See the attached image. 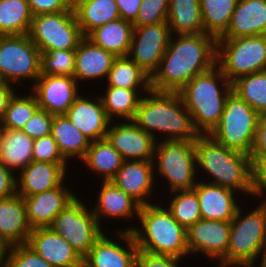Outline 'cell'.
<instances>
[{
  "label": "cell",
  "mask_w": 266,
  "mask_h": 267,
  "mask_svg": "<svg viewBox=\"0 0 266 267\" xmlns=\"http://www.w3.org/2000/svg\"><path fill=\"white\" fill-rule=\"evenodd\" d=\"M217 39L206 33L172 35L151 89L178 92L194 77L216 65Z\"/></svg>",
  "instance_id": "6da1fadb"
},
{
  "label": "cell",
  "mask_w": 266,
  "mask_h": 267,
  "mask_svg": "<svg viewBox=\"0 0 266 267\" xmlns=\"http://www.w3.org/2000/svg\"><path fill=\"white\" fill-rule=\"evenodd\" d=\"M195 153L199 180L253 198L254 173L250 155L227 148L210 135H200L195 140Z\"/></svg>",
  "instance_id": "7a4b0ae2"
},
{
  "label": "cell",
  "mask_w": 266,
  "mask_h": 267,
  "mask_svg": "<svg viewBox=\"0 0 266 267\" xmlns=\"http://www.w3.org/2000/svg\"><path fill=\"white\" fill-rule=\"evenodd\" d=\"M133 121L156 141H195L201 135L177 92L151 89L142 97Z\"/></svg>",
  "instance_id": "3957f363"
},
{
  "label": "cell",
  "mask_w": 266,
  "mask_h": 267,
  "mask_svg": "<svg viewBox=\"0 0 266 267\" xmlns=\"http://www.w3.org/2000/svg\"><path fill=\"white\" fill-rule=\"evenodd\" d=\"M162 204V205H161ZM137 224L115 231L132 233L136 246L142 252L155 255L189 258L186 229L173 217L160 201L141 206Z\"/></svg>",
  "instance_id": "277c9868"
},
{
  "label": "cell",
  "mask_w": 266,
  "mask_h": 267,
  "mask_svg": "<svg viewBox=\"0 0 266 267\" xmlns=\"http://www.w3.org/2000/svg\"><path fill=\"white\" fill-rule=\"evenodd\" d=\"M232 84L215 65L184 85L179 94L201 135H209L219 124Z\"/></svg>",
  "instance_id": "5b68a950"
},
{
  "label": "cell",
  "mask_w": 266,
  "mask_h": 267,
  "mask_svg": "<svg viewBox=\"0 0 266 267\" xmlns=\"http://www.w3.org/2000/svg\"><path fill=\"white\" fill-rule=\"evenodd\" d=\"M256 201L257 207L251 206L253 209L238 208L231 220L226 255L216 264L217 267H246L266 258V202Z\"/></svg>",
  "instance_id": "8992f818"
},
{
  "label": "cell",
  "mask_w": 266,
  "mask_h": 267,
  "mask_svg": "<svg viewBox=\"0 0 266 267\" xmlns=\"http://www.w3.org/2000/svg\"><path fill=\"white\" fill-rule=\"evenodd\" d=\"M153 164L155 181L156 184L158 183L156 185L157 189L160 183L157 182V180L161 181L162 179V181L165 180L164 183L166 182L163 187L164 190L163 188L159 189V193H163L161 194L162 196L166 190L167 192H165V194L177 190H191L196 186L199 180L197 174L195 141H157L154 150ZM166 186L167 189H165Z\"/></svg>",
  "instance_id": "52a82bcc"
},
{
  "label": "cell",
  "mask_w": 266,
  "mask_h": 267,
  "mask_svg": "<svg viewBox=\"0 0 266 267\" xmlns=\"http://www.w3.org/2000/svg\"><path fill=\"white\" fill-rule=\"evenodd\" d=\"M41 61L42 53L28 34L0 35V81L18 89L32 87L41 75Z\"/></svg>",
  "instance_id": "ba28073f"
},
{
  "label": "cell",
  "mask_w": 266,
  "mask_h": 267,
  "mask_svg": "<svg viewBox=\"0 0 266 267\" xmlns=\"http://www.w3.org/2000/svg\"><path fill=\"white\" fill-rule=\"evenodd\" d=\"M260 115L243 99L231 92L219 124L209 134L227 148L250 155Z\"/></svg>",
  "instance_id": "9c48e42d"
},
{
  "label": "cell",
  "mask_w": 266,
  "mask_h": 267,
  "mask_svg": "<svg viewBox=\"0 0 266 267\" xmlns=\"http://www.w3.org/2000/svg\"><path fill=\"white\" fill-rule=\"evenodd\" d=\"M216 65L230 82L266 70V35L218 38Z\"/></svg>",
  "instance_id": "30bf717a"
},
{
  "label": "cell",
  "mask_w": 266,
  "mask_h": 267,
  "mask_svg": "<svg viewBox=\"0 0 266 267\" xmlns=\"http://www.w3.org/2000/svg\"><path fill=\"white\" fill-rule=\"evenodd\" d=\"M81 196H77L55 217L50 228L65 239L83 258L107 231L104 230L107 224H103L102 227L98 223L91 207L86 203V198L83 201Z\"/></svg>",
  "instance_id": "8fae6325"
},
{
  "label": "cell",
  "mask_w": 266,
  "mask_h": 267,
  "mask_svg": "<svg viewBox=\"0 0 266 267\" xmlns=\"http://www.w3.org/2000/svg\"><path fill=\"white\" fill-rule=\"evenodd\" d=\"M28 36L41 53L50 50H76L85 37L76 20L74 9L34 15Z\"/></svg>",
  "instance_id": "7c38bea8"
},
{
  "label": "cell",
  "mask_w": 266,
  "mask_h": 267,
  "mask_svg": "<svg viewBox=\"0 0 266 267\" xmlns=\"http://www.w3.org/2000/svg\"><path fill=\"white\" fill-rule=\"evenodd\" d=\"M171 36L167 21L134 27L128 57L152 77L160 66Z\"/></svg>",
  "instance_id": "4fadbf2b"
},
{
  "label": "cell",
  "mask_w": 266,
  "mask_h": 267,
  "mask_svg": "<svg viewBox=\"0 0 266 267\" xmlns=\"http://www.w3.org/2000/svg\"><path fill=\"white\" fill-rule=\"evenodd\" d=\"M106 230L83 257V267H135L139 249L132 233Z\"/></svg>",
  "instance_id": "5bb4252c"
},
{
  "label": "cell",
  "mask_w": 266,
  "mask_h": 267,
  "mask_svg": "<svg viewBox=\"0 0 266 267\" xmlns=\"http://www.w3.org/2000/svg\"><path fill=\"white\" fill-rule=\"evenodd\" d=\"M230 229L231 221L198 220L186 230L189 257L203 254L218 263L226 255Z\"/></svg>",
  "instance_id": "9a60e30c"
},
{
  "label": "cell",
  "mask_w": 266,
  "mask_h": 267,
  "mask_svg": "<svg viewBox=\"0 0 266 267\" xmlns=\"http://www.w3.org/2000/svg\"><path fill=\"white\" fill-rule=\"evenodd\" d=\"M80 89L81 85L73 76L41 74L28 90L36 97L40 109L62 115L82 92Z\"/></svg>",
  "instance_id": "2e32d148"
},
{
  "label": "cell",
  "mask_w": 266,
  "mask_h": 267,
  "mask_svg": "<svg viewBox=\"0 0 266 267\" xmlns=\"http://www.w3.org/2000/svg\"><path fill=\"white\" fill-rule=\"evenodd\" d=\"M105 138L125 161H153L154 159L157 141L133 120L110 122Z\"/></svg>",
  "instance_id": "e0dca14e"
},
{
  "label": "cell",
  "mask_w": 266,
  "mask_h": 267,
  "mask_svg": "<svg viewBox=\"0 0 266 267\" xmlns=\"http://www.w3.org/2000/svg\"><path fill=\"white\" fill-rule=\"evenodd\" d=\"M111 181L141 206L160 201L156 198L159 195L155 189L157 186L153 161H124Z\"/></svg>",
  "instance_id": "ac0fdd59"
},
{
  "label": "cell",
  "mask_w": 266,
  "mask_h": 267,
  "mask_svg": "<svg viewBox=\"0 0 266 267\" xmlns=\"http://www.w3.org/2000/svg\"><path fill=\"white\" fill-rule=\"evenodd\" d=\"M70 184L64 182L51 190L22 197L25 202L27 220L32 229L50 227L55 217L78 196L79 193H74L75 191L70 187L72 183Z\"/></svg>",
  "instance_id": "d6986e66"
},
{
  "label": "cell",
  "mask_w": 266,
  "mask_h": 267,
  "mask_svg": "<svg viewBox=\"0 0 266 267\" xmlns=\"http://www.w3.org/2000/svg\"><path fill=\"white\" fill-rule=\"evenodd\" d=\"M69 166L70 163L32 161L16 174L17 194L27 197L62 185L69 179Z\"/></svg>",
  "instance_id": "ffe728a7"
},
{
  "label": "cell",
  "mask_w": 266,
  "mask_h": 267,
  "mask_svg": "<svg viewBox=\"0 0 266 267\" xmlns=\"http://www.w3.org/2000/svg\"><path fill=\"white\" fill-rule=\"evenodd\" d=\"M96 196L95 206H90L98 223L102 226L103 219L138 221L141 205L124 190L119 189L111 180L101 181ZM98 197V198H97Z\"/></svg>",
  "instance_id": "44dd1931"
},
{
  "label": "cell",
  "mask_w": 266,
  "mask_h": 267,
  "mask_svg": "<svg viewBox=\"0 0 266 267\" xmlns=\"http://www.w3.org/2000/svg\"><path fill=\"white\" fill-rule=\"evenodd\" d=\"M82 94L75 98L65 115L91 142L104 139L111 121L106 115L99 94Z\"/></svg>",
  "instance_id": "7402d4cb"
},
{
  "label": "cell",
  "mask_w": 266,
  "mask_h": 267,
  "mask_svg": "<svg viewBox=\"0 0 266 267\" xmlns=\"http://www.w3.org/2000/svg\"><path fill=\"white\" fill-rule=\"evenodd\" d=\"M27 245L53 267H83V258L50 227L32 229Z\"/></svg>",
  "instance_id": "603a6c76"
},
{
  "label": "cell",
  "mask_w": 266,
  "mask_h": 267,
  "mask_svg": "<svg viewBox=\"0 0 266 267\" xmlns=\"http://www.w3.org/2000/svg\"><path fill=\"white\" fill-rule=\"evenodd\" d=\"M193 190L199 199L202 219L231 221L243 205V202L238 203L241 201L239 193L226 187L199 180Z\"/></svg>",
  "instance_id": "cb8c5ba5"
},
{
  "label": "cell",
  "mask_w": 266,
  "mask_h": 267,
  "mask_svg": "<svg viewBox=\"0 0 266 267\" xmlns=\"http://www.w3.org/2000/svg\"><path fill=\"white\" fill-rule=\"evenodd\" d=\"M116 56L84 37L75 50L73 77L78 84L104 81L112 68ZM82 81V82H81Z\"/></svg>",
  "instance_id": "d4e9b609"
},
{
  "label": "cell",
  "mask_w": 266,
  "mask_h": 267,
  "mask_svg": "<svg viewBox=\"0 0 266 267\" xmlns=\"http://www.w3.org/2000/svg\"><path fill=\"white\" fill-rule=\"evenodd\" d=\"M31 232L22 196L0 198V239L9 246L27 244Z\"/></svg>",
  "instance_id": "484cf974"
},
{
  "label": "cell",
  "mask_w": 266,
  "mask_h": 267,
  "mask_svg": "<svg viewBox=\"0 0 266 267\" xmlns=\"http://www.w3.org/2000/svg\"><path fill=\"white\" fill-rule=\"evenodd\" d=\"M266 35V0H239L220 38Z\"/></svg>",
  "instance_id": "4316f807"
},
{
  "label": "cell",
  "mask_w": 266,
  "mask_h": 267,
  "mask_svg": "<svg viewBox=\"0 0 266 267\" xmlns=\"http://www.w3.org/2000/svg\"><path fill=\"white\" fill-rule=\"evenodd\" d=\"M33 142L22 130L1 129L0 162L15 174L19 173L33 161Z\"/></svg>",
  "instance_id": "83f0119b"
},
{
  "label": "cell",
  "mask_w": 266,
  "mask_h": 267,
  "mask_svg": "<svg viewBox=\"0 0 266 267\" xmlns=\"http://www.w3.org/2000/svg\"><path fill=\"white\" fill-rule=\"evenodd\" d=\"M133 29V23L120 18L96 27L85 37L116 57L128 56Z\"/></svg>",
  "instance_id": "f1b7e54d"
},
{
  "label": "cell",
  "mask_w": 266,
  "mask_h": 267,
  "mask_svg": "<svg viewBox=\"0 0 266 267\" xmlns=\"http://www.w3.org/2000/svg\"><path fill=\"white\" fill-rule=\"evenodd\" d=\"M99 93L108 119L112 121H132L142 97L150 90H133L106 86ZM116 119V120H115Z\"/></svg>",
  "instance_id": "f546056e"
},
{
  "label": "cell",
  "mask_w": 266,
  "mask_h": 267,
  "mask_svg": "<svg viewBox=\"0 0 266 267\" xmlns=\"http://www.w3.org/2000/svg\"><path fill=\"white\" fill-rule=\"evenodd\" d=\"M125 160L106 138L92 141L81 160L88 171L94 173L97 180L110 181Z\"/></svg>",
  "instance_id": "4dcf8cb0"
},
{
  "label": "cell",
  "mask_w": 266,
  "mask_h": 267,
  "mask_svg": "<svg viewBox=\"0 0 266 267\" xmlns=\"http://www.w3.org/2000/svg\"><path fill=\"white\" fill-rule=\"evenodd\" d=\"M51 135L68 162L72 160L81 161L91 143L81 131L74 127L65 114L54 115Z\"/></svg>",
  "instance_id": "1f68e13d"
},
{
  "label": "cell",
  "mask_w": 266,
  "mask_h": 267,
  "mask_svg": "<svg viewBox=\"0 0 266 267\" xmlns=\"http://www.w3.org/2000/svg\"><path fill=\"white\" fill-rule=\"evenodd\" d=\"M167 24L172 35L204 33L199 0H169Z\"/></svg>",
  "instance_id": "d6a6232c"
},
{
  "label": "cell",
  "mask_w": 266,
  "mask_h": 267,
  "mask_svg": "<svg viewBox=\"0 0 266 267\" xmlns=\"http://www.w3.org/2000/svg\"><path fill=\"white\" fill-rule=\"evenodd\" d=\"M73 9L84 36L96 27L121 18L115 0H85Z\"/></svg>",
  "instance_id": "836d02e7"
},
{
  "label": "cell",
  "mask_w": 266,
  "mask_h": 267,
  "mask_svg": "<svg viewBox=\"0 0 266 267\" xmlns=\"http://www.w3.org/2000/svg\"><path fill=\"white\" fill-rule=\"evenodd\" d=\"M105 83L124 89L151 90V77L128 56L115 58Z\"/></svg>",
  "instance_id": "e575fe53"
},
{
  "label": "cell",
  "mask_w": 266,
  "mask_h": 267,
  "mask_svg": "<svg viewBox=\"0 0 266 267\" xmlns=\"http://www.w3.org/2000/svg\"><path fill=\"white\" fill-rule=\"evenodd\" d=\"M239 0H199L204 33L220 38Z\"/></svg>",
  "instance_id": "d590c367"
},
{
  "label": "cell",
  "mask_w": 266,
  "mask_h": 267,
  "mask_svg": "<svg viewBox=\"0 0 266 267\" xmlns=\"http://www.w3.org/2000/svg\"><path fill=\"white\" fill-rule=\"evenodd\" d=\"M32 19L27 0H0V35L28 34Z\"/></svg>",
  "instance_id": "8d00e7d4"
},
{
  "label": "cell",
  "mask_w": 266,
  "mask_h": 267,
  "mask_svg": "<svg viewBox=\"0 0 266 267\" xmlns=\"http://www.w3.org/2000/svg\"><path fill=\"white\" fill-rule=\"evenodd\" d=\"M231 84L233 93L259 115H266V70L240 76Z\"/></svg>",
  "instance_id": "74e56055"
},
{
  "label": "cell",
  "mask_w": 266,
  "mask_h": 267,
  "mask_svg": "<svg viewBox=\"0 0 266 267\" xmlns=\"http://www.w3.org/2000/svg\"><path fill=\"white\" fill-rule=\"evenodd\" d=\"M168 194H170V196L164 194L165 197L161 200V202L165 204L172 213L173 217L186 230L191 225H194L198 220L202 219L199 199L193 189L177 190L169 192ZM166 197L170 199L167 201V199L165 200Z\"/></svg>",
  "instance_id": "f35d334b"
},
{
  "label": "cell",
  "mask_w": 266,
  "mask_h": 267,
  "mask_svg": "<svg viewBox=\"0 0 266 267\" xmlns=\"http://www.w3.org/2000/svg\"><path fill=\"white\" fill-rule=\"evenodd\" d=\"M27 93L22 94L20 91H16L11 97L5 116L0 122L1 129L21 130L40 108L34 94L32 92Z\"/></svg>",
  "instance_id": "ab89813d"
},
{
  "label": "cell",
  "mask_w": 266,
  "mask_h": 267,
  "mask_svg": "<svg viewBox=\"0 0 266 267\" xmlns=\"http://www.w3.org/2000/svg\"><path fill=\"white\" fill-rule=\"evenodd\" d=\"M75 50H50L42 53L41 74L73 76Z\"/></svg>",
  "instance_id": "60d3db41"
},
{
  "label": "cell",
  "mask_w": 266,
  "mask_h": 267,
  "mask_svg": "<svg viewBox=\"0 0 266 267\" xmlns=\"http://www.w3.org/2000/svg\"><path fill=\"white\" fill-rule=\"evenodd\" d=\"M169 0H142L139 13L133 27L157 24L167 21Z\"/></svg>",
  "instance_id": "b9f144b4"
},
{
  "label": "cell",
  "mask_w": 266,
  "mask_h": 267,
  "mask_svg": "<svg viewBox=\"0 0 266 267\" xmlns=\"http://www.w3.org/2000/svg\"><path fill=\"white\" fill-rule=\"evenodd\" d=\"M7 267H53L27 244L10 246Z\"/></svg>",
  "instance_id": "7bdbcfd3"
},
{
  "label": "cell",
  "mask_w": 266,
  "mask_h": 267,
  "mask_svg": "<svg viewBox=\"0 0 266 267\" xmlns=\"http://www.w3.org/2000/svg\"><path fill=\"white\" fill-rule=\"evenodd\" d=\"M33 161L48 163H69L60 152L52 135L34 139Z\"/></svg>",
  "instance_id": "ee69618b"
},
{
  "label": "cell",
  "mask_w": 266,
  "mask_h": 267,
  "mask_svg": "<svg viewBox=\"0 0 266 267\" xmlns=\"http://www.w3.org/2000/svg\"><path fill=\"white\" fill-rule=\"evenodd\" d=\"M53 117V114L39 108L21 130L32 139L50 135Z\"/></svg>",
  "instance_id": "f6af8a7d"
},
{
  "label": "cell",
  "mask_w": 266,
  "mask_h": 267,
  "mask_svg": "<svg viewBox=\"0 0 266 267\" xmlns=\"http://www.w3.org/2000/svg\"><path fill=\"white\" fill-rule=\"evenodd\" d=\"M182 259L138 251L135 267H181ZM181 265V266H180Z\"/></svg>",
  "instance_id": "bcb514c9"
},
{
  "label": "cell",
  "mask_w": 266,
  "mask_h": 267,
  "mask_svg": "<svg viewBox=\"0 0 266 267\" xmlns=\"http://www.w3.org/2000/svg\"><path fill=\"white\" fill-rule=\"evenodd\" d=\"M32 15H40L47 13H57L69 11L70 7L67 0H27Z\"/></svg>",
  "instance_id": "7dc6e473"
},
{
  "label": "cell",
  "mask_w": 266,
  "mask_h": 267,
  "mask_svg": "<svg viewBox=\"0 0 266 267\" xmlns=\"http://www.w3.org/2000/svg\"><path fill=\"white\" fill-rule=\"evenodd\" d=\"M254 200L266 202V154H264L254 165Z\"/></svg>",
  "instance_id": "c3c4849f"
},
{
  "label": "cell",
  "mask_w": 266,
  "mask_h": 267,
  "mask_svg": "<svg viewBox=\"0 0 266 267\" xmlns=\"http://www.w3.org/2000/svg\"><path fill=\"white\" fill-rule=\"evenodd\" d=\"M264 154H266V115H260L254 145L250 154L253 165Z\"/></svg>",
  "instance_id": "681fc988"
},
{
  "label": "cell",
  "mask_w": 266,
  "mask_h": 267,
  "mask_svg": "<svg viewBox=\"0 0 266 267\" xmlns=\"http://www.w3.org/2000/svg\"><path fill=\"white\" fill-rule=\"evenodd\" d=\"M17 194L16 174L0 162V198Z\"/></svg>",
  "instance_id": "f907efd6"
},
{
  "label": "cell",
  "mask_w": 266,
  "mask_h": 267,
  "mask_svg": "<svg viewBox=\"0 0 266 267\" xmlns=\"http://www.w3.org/2000/svg\"><path fill=\"white\" fill-rule=\"evenodd\" d=\"M121 19L133 23L139 13L142 0H115Z\"/></svg>",
  "instance_id": "816d5d0a"
},
{
  "label": "cell",
  "mask_w": 266,
  "mask_h": 267,
  "mask_svg": "<svg viewBox=\"0 0 266 267\" xmlns=\"http://www.w3.org/2000/svg\"><path fill=\"white\" fill-rule=\"evenodd\" d=\"M16 92V87L0 81V122L3 120L9 100Z\"/></svg>",
  "instance_id": "f5cc1de1"
},
{
  "label": "cell",
  "mask_w": 266,
  "mask_h": 267,
  "mask_svg": "<svg viewBox=\"0 0 266 267\" xmlns=\"http://www.w3.org/2000/svg\"><path fill=\"white\" fill-rule=\"evenodd\" d=\"M9 249L10 246L0 239V267H7Z\"/></svg>",
  "instance_id": "db71d44e"
},
{
  "label": "cell",
  "mask_w": 266,
  "mask_h": 267,
  "mask_svg": "<svg viewBox=\"0 0 266 267\" xmlns=\"http://www.w3.org/2000/svg\"><path fill=\"white\" fill-rule=\"evenodd\" d=\"M259 261H260V263H259L258 267H266V258L260 259ZM255 264H256V266H255ZM257 264L258 263L256 262V263H253V264L248 265L246 267H257Z\"/></svg>",
  "instance_id": "11a10c76"
},
{
  "label": "cell",
  "mask_w": 266,
  "mask_h": 267,
  "mask_svg": "<svg viewBox=\"0 0 266 267\" xmlns=\"http://www.w3.org/2000/svg\"><path fill=\"white\" fill-rule=\"evenodd\" d=\"M70 7L73 9L76 5H78L79 3H81L82 1L85 0H67Z\"/></svg>",
  "instance_id": "9f6ffc18"
}]
</instances>
